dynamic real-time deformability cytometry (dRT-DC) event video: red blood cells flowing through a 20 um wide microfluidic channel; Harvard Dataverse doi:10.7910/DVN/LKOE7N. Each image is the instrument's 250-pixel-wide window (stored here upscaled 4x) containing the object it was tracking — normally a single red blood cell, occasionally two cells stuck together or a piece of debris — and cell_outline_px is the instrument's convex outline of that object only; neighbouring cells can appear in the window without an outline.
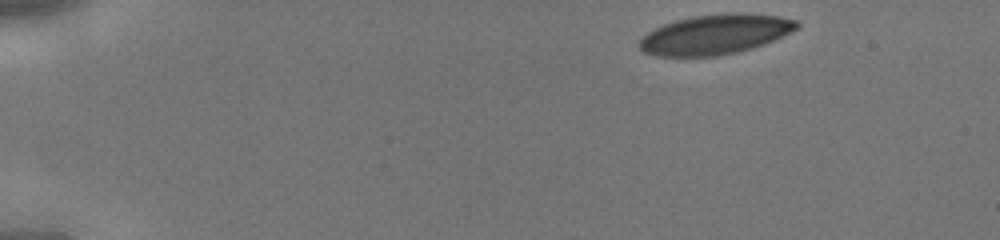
{"species": "human", "species_latin": "Homo sapiens", "temperature_condition": "cold", "stored_images_in_passage": 39, "camera_frame_rate_fps": 3000, "um_per_image_px": 0.085, "donor": {"sex": "male"}, "frame": {"image": 1, "passage_image": 1, "time_ms": 0.0, "image_size_px": [1000, 240], "cell_outline_px": [[800, 28], [764, 44], [752, 48], [720, 56], [656, 56], [644, 52], [640, 48], [640, 40], [648, 32], [664, 24], [676, 20], [692, 16], [728, 12], [744, 12], [780, 16], [796, 20], [800, 24]], "centroid_in_image_um": [60.84, 2.91], "position_along_channel_um": 24.2, "area_um2": 36.7}}
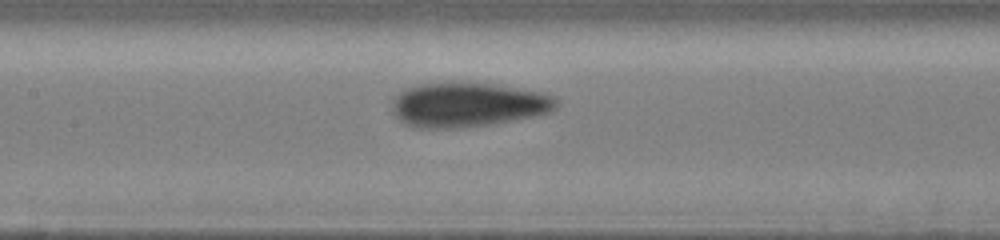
{"frame": {"image": 2, "passage_image": 17, "time_ms": 5.333, "image_size_px": [1000, 240], "cell_outline_px": [[556, 108], [552, 112], [532, 116], [488, 124], [456, 128], [416, 128], [404, 124], [392, 112], [392, 100], [404, 88], [416, 84], [448, 80], [460, 80], [492, 84], [540, 92], [556, 96]], "centroid_in_image_um": [39.69, 8.86], "position_along_channel_um": 167.7, "area_um2": 43.23}}
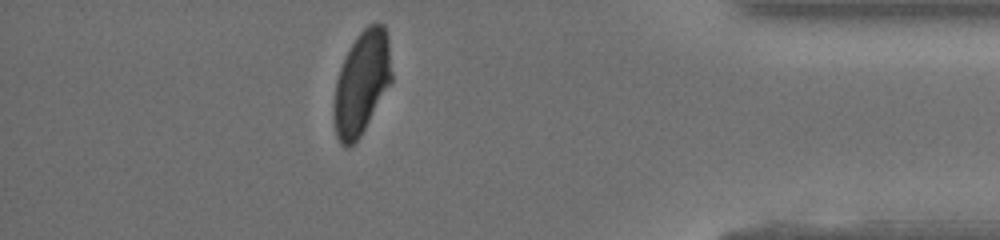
{"frame": {"image": 3, "passage_image": 34, "time_ms": 11.0, "image_size_px": [1000, 240], "cell_outline_px": [[392, 80], [360, 136], [348, 148], [344, 148], [340, 144], [336, 136], [332, 112], [332, 104], [336, 80], [340, 68], [356, 36], [368, 24], [384, 24], [388, 36], [392, 72]], "centroid_in_image_um": [30.72, 7.06], "position_along_channel_um": 404.5, "area_um2": 34.8}}